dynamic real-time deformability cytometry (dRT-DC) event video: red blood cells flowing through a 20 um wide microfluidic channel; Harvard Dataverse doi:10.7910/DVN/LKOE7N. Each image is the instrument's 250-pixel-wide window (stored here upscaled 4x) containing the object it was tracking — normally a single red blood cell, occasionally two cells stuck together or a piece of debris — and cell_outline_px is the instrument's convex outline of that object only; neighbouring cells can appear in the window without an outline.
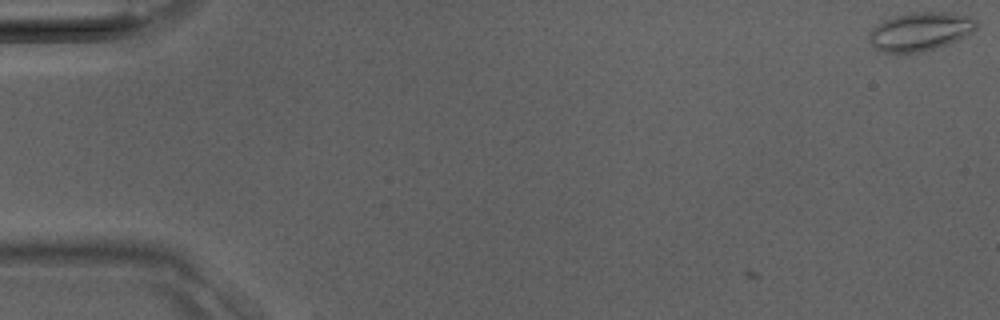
{"species": "Egyptian fruit bat (a non-hibernating species)", "species_latin": "Rousettus aegyptiacus", "temperature_condition": "room temperature", "stored_images_in_passage": 4, "camera_frame_rate_fps": 3000, "um_per_image_px": 0.085, "animal": {"sex": "male"}, "frame": {"image": 1, "passage_image": 1, "time_ms": 0.0, "image_size_px": [1000, 320], "cell_outline_px": [[976, 28], [968, 36], [948, 44], [936, 48], [920, 52], [880, 52], [868, 40], [868, 32], [876, 24], [892, 16], [908, 12], [952, 12], [972, 16], [976, 20]], "centroid_in_image_um": [78.22, 2.66], "position_along_channel_um": 6.8, "area_um2": 24.51}}